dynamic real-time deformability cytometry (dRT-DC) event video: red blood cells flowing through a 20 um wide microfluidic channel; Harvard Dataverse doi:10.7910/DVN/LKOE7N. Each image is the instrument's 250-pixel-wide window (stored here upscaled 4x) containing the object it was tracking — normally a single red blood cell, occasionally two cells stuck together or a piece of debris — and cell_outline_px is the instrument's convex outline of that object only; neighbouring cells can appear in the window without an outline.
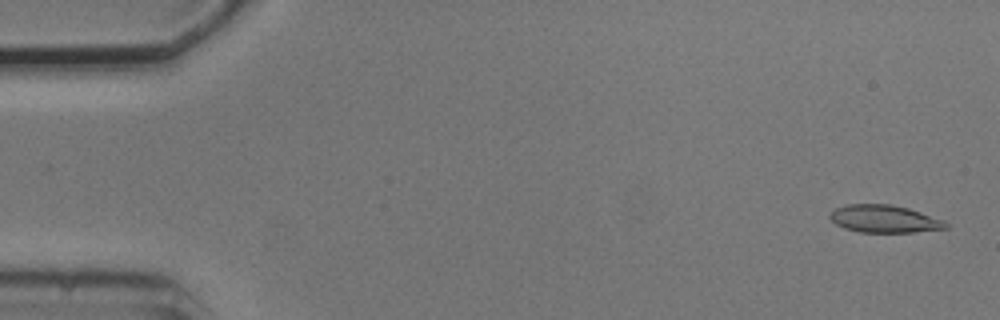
{"species": "common noctule bat (a hibernating species)", "species_latin": "Nyctalus noctula", "temperature_condition": "cold", "stored_images_in_passage": 4, "camera_frame_rate_fps": 3000, "um_per_image_px": 0.085, "animal": {"sex": "male", "body_mass_g": 20.5, "forearm_length_mm": 52.5}, "frame": {"image": 1, "passage_image": 1, "time_ms": 0.0, "image_size_px": [1000, 320], "cell_outline_px": [[948, 228], [912, 232], [860, 232], [844, 228], [836, 224], [828, 216], [836, 208], [848, 204], [892, 204], [908, 208], [944, 220], [948, 224]], "centroid_in_image_um": [75.17, 18.6], "position_along_channel_um": 9.8, "area_um2": 18.5}}